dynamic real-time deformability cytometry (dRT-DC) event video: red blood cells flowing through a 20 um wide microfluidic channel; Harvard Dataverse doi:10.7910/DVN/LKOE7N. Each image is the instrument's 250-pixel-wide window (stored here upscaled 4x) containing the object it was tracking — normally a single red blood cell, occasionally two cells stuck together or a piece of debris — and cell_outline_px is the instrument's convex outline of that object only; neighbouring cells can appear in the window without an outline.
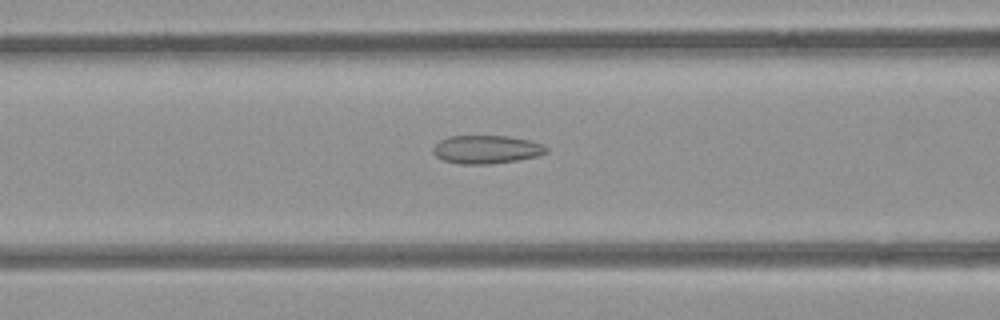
{"species": "common noctule bat (a hibernating species)", "species_latin": "Nyctalus noctula", "temperature_condition": "room temperature", "stored_images_in_passage": 39, "camera_frame_rate_fps": 3000, "um_per_image_px": 0.085, "animal": {"sex": "female", "body_mass_g": 21.9}, "frame": {"image": 1, "passage_image": 14, "time_ms": 4.333, "image_size_px": [1000, 320], "cell_outline_px": [[548, 152], [536, 156], [516, 160], [488, 164], [460, 164], [444, 160], [436, 156], [432, 152], [432, 148], [440, 140], [448, 136], [508, 136], [528, 140], [544, 144], [548, 148]], "centroid_in_image_um": [41.34, 12.7], "position_along_channel_um": 125.3, "area_um2": 18.61}}
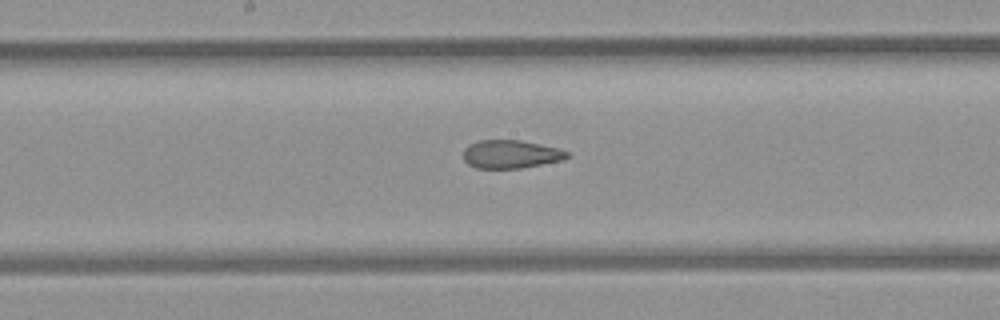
{"frame": {"image": 2, "passage_image": 20, "time_ms": 6.333, "image_size_px": [1000, 320], "cell_outline_px": [[572, 156], [564, 160], [520, 168], [476, 168], [468, 164], [464, 160], [464, 148], [468, 144], [480, 140], [520, 140], [560, 148], [568, 152]], "centroid_in_image_um": [43.45, 13.1], "position_along_channel_um": 204.8, "area_um2": 17.22}}
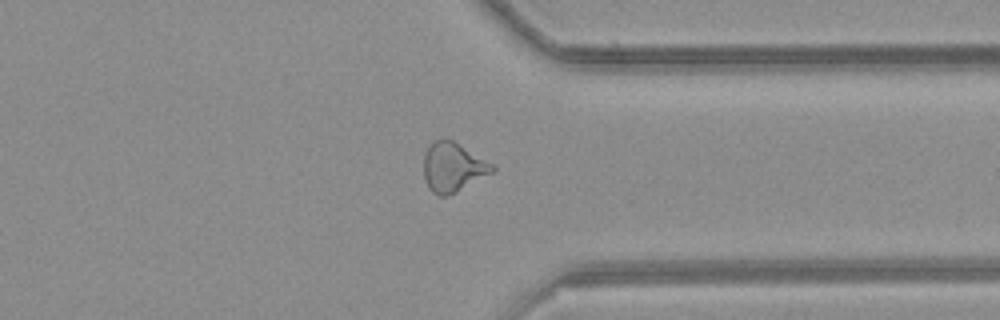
{"frame": {"image": 3, "passage_image": 33, "time_ms": 10.667, "image_size_px": [1000, 320], "cell_outline_px": [[496, 168], [492, 172], [448, 196], [436, 196], [428, 188], [424, 176], [424, 152], [428, 144], [436, 140], [452, 140], [492, 164]], "centroid_in_image_um": [38.44, 14.22], "position_along_channel_um": 373.0, "area_um2": 19.36}, "authors_computed_cell_mechanics": {"area_um2": 18.6116, "velocity_mm_per_s": 3.9595, "shape_relaxation_time_tau1_ms": null, "shape_relaxation_time_tau2_ms": 2.594, "deformation_change_tau1": null, "deformation_change_tau2": 0.1128}}